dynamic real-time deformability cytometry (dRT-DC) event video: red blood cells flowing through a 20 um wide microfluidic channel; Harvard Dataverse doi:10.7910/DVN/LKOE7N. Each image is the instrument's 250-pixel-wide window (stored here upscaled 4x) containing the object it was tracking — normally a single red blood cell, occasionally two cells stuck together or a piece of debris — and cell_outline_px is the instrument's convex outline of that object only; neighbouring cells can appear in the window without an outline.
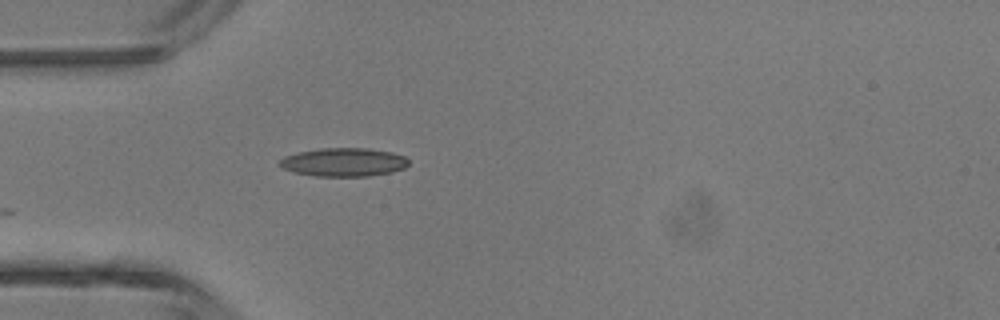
{"species": "common noctule bat (a hibernating species)", "species_latin": "Nyctalus noctula", "temperature_condition": "room temperature", "stored_images_in_passage": 4, "camera_frame_rate_fps": 3000, "um_per_image_px": 0.085, "animal": {"sex": "male", "body_mass_g": 13.3}, "frame": {"image": 1, "passage_image": 4, "time_ms": 3.333, "image_size_px": [1000, 320], "cell_outline_px": [[408, 164], [404, 168], [392, 172], [368, 176], [316, 176], [292, 172], [284, 168], [280, 164], [280, 160], [284, 156], [296, 152], [320, 148], [368, 148], [392, 152], [404, 156], [408, 160]], "centroid_in_image_um": [29.21, 13.78], "position_along_channel_um": 55.8, "area_um2": 21.44}}